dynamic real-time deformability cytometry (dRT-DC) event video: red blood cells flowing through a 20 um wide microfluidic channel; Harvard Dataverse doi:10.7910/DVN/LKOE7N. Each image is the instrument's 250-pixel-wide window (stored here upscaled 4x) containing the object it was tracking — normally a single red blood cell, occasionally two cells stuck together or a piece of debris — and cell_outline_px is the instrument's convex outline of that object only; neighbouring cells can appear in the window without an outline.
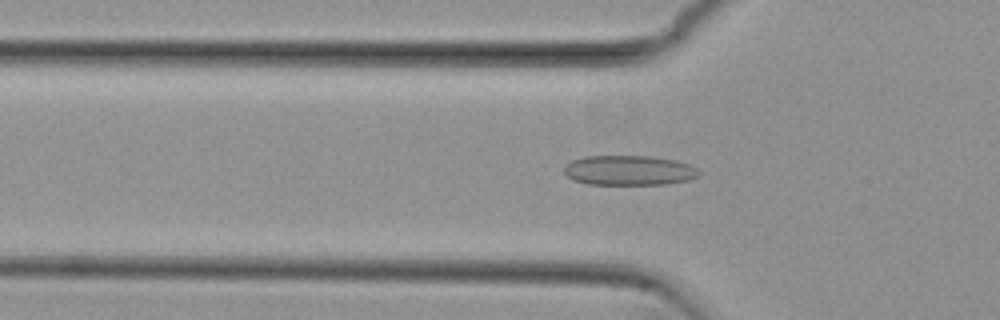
{"species": "common noctule bat (a hibernating species)", "species_latin": "Nyctalus noctula", "temperature_condition": "cold", "stored_images_in_passage": 38, "camera_frame_rate_fps": 3000, "um_per_image_px": 0.085, "animal": {"sex": "female", "body_mass_g": 29.2, "forearm_length_mm": 56.3}, "frame": {"image": 1, "passage_image": 2, "time_ms": 0.333, "image_size_px": [1000, 320], "cell_outline_px": [[700, 176], [688, 180], [668, 184], [588, 184], [576, 180], [568, 176], [564, 172], [564, 168], [572, 160], [584, 156], [648, 156], [676, 160], [688, 164], [696, 168], [700, 172]], "centroid_in_image_um": [53.5, 14.48], "position_along_channel_um": 72.3, "area_um2": 23.35}}
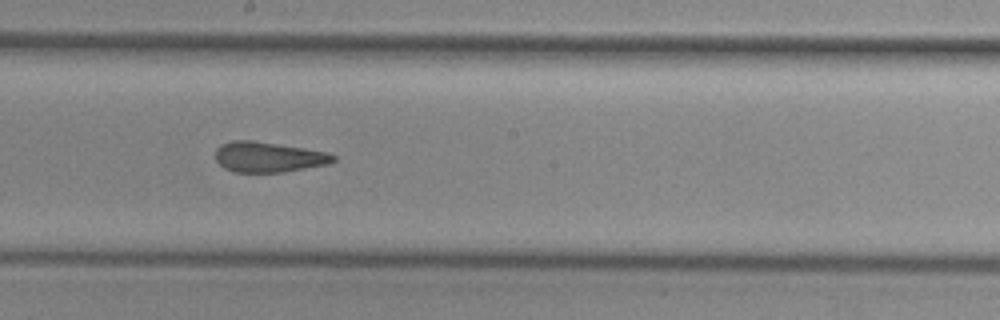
{"frame": {"image": 2, "passage_image": 14, "time_ms": 4.333, "image_size_px": [1000, 320], "cell_outline_px": [[336, 160], [328, 164], [284, 172], [236, 172], [224, 168], [216, 160], [216, 148], [220, 144], [232, 140], [252, 140], [304, 148], [328, 152], [336, 156]], "centroid_in_image_um": [22.81, 13.34], "position_along_channel_um": 225.4, "area_um2": 20.87}}
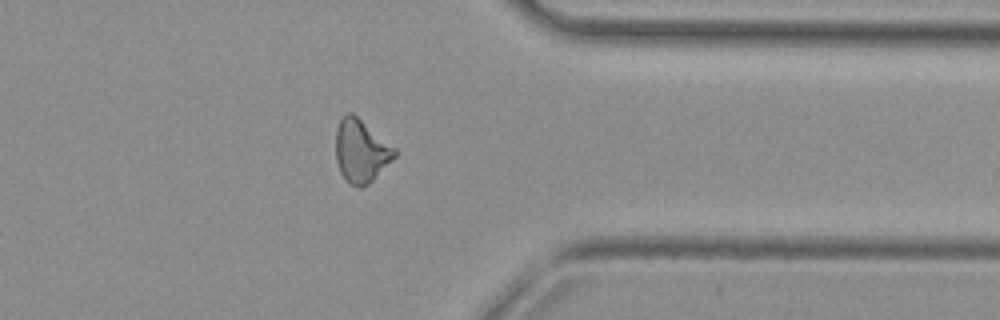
{"frame": {"image": 3, "passage_image": 27, "time_ms": 8.667, "image_size_px": [1000, 320], "cell_outline_px": [[396, 156], [368, 184], [360, 188], [348, 184], [340, 172], [336, 160], [336, 128], [340, 120], [348, 112], [352, 112], [396, 148]], "centroid_in_image_um": [30.67, 12.84], "position_along_channel_um": 380.7, "area_um2": 21.5}, "authors_computed_cell_mechanics": {"area_um2": 21.386, "velocity_mm_per_s": 3.8158, "shape_relaxation_time_tau1_ms": null, "shape_relaxation_time_tau2_ms": 2.0891, "deformation_change_tau1": null, "deformation_change_tau2": 0.1055}}